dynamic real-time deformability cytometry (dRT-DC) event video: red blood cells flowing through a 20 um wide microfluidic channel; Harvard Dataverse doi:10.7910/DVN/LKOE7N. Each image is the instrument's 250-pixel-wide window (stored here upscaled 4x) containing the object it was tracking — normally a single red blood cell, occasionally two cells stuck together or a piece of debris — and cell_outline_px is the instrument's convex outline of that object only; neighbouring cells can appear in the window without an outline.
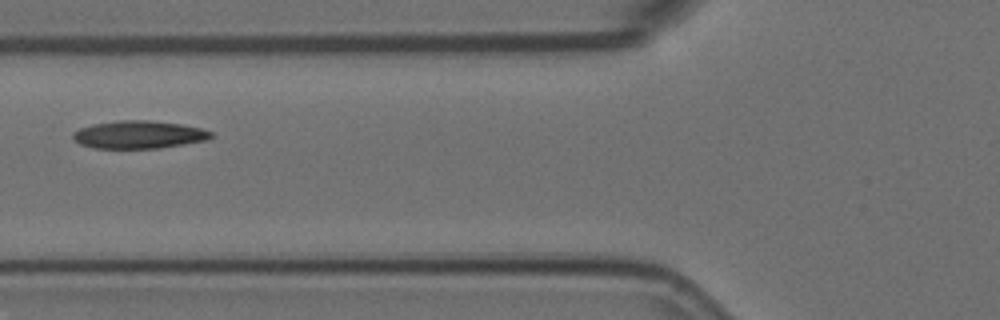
{"species": "Egyptian fruit bat (a non-hibernating species)", "species_latin": "Rousettus aegyptiacus", "temperature_condition": "room temperature", "stored_images_in_passage": 5, "camera_frame_rate_fps": 3000, "um_per_image_px": 0.085, "animal": {"sex": "female"}, "frame": {"image": 1, "passage_image": 5, "time_ms": 1.333, "image_size_px": [1000, 320], "cell_outline_px": [[212, 136], [204, 140], [160, 148], [96, 148], [80, 144], [72, 136], [72, 132], [80, 128], [92, 124], [116, 120], [148, 120], [180, 124], [200, 128], [212, 132]], "centroid_in_image_um": [11.75, 11.43], "position_along_channel_um": 114.0, "area_um2": 22.14}}